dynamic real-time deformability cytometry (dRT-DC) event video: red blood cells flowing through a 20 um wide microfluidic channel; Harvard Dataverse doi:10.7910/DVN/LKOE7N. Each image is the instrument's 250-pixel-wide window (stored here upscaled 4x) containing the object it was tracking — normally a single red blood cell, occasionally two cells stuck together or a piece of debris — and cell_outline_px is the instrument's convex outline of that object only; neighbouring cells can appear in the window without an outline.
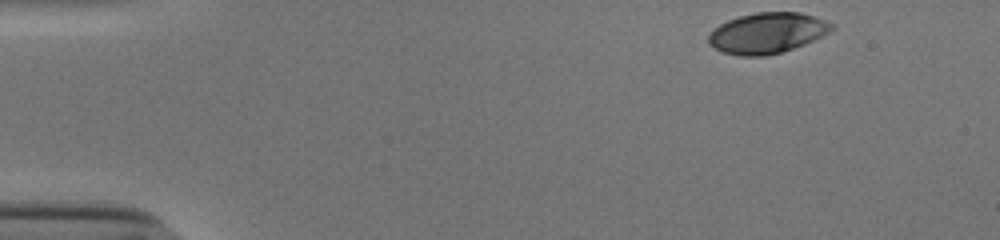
{"species": "human", "species_latin": "Homo sapiens", "temperature_condition": "cold", "stored_images_in_passage": 28, "camera_frame_rate_fps": 3000, "um_per_image_px": 0.085, "donor": {"sex": "male"}, "frame": {"image": 1, "passage_image": 1, "time_ms": 0.0, "image_size_px": [1000, 240], "cell_outline_px": [[832, 28], [828, 32], [804, 44], [780, 52], [764, 56], [740, 56], [724, 52], [708, 44], [708, 36], [720, 24], [728, 20], [740, 16], [756, 12], [800, 12], [824, 20], [832, 24]], "centroid_in_image_um": [65.18, 2.8], "position_along_channel_um": 19.8, "area_um2": 28.61}}
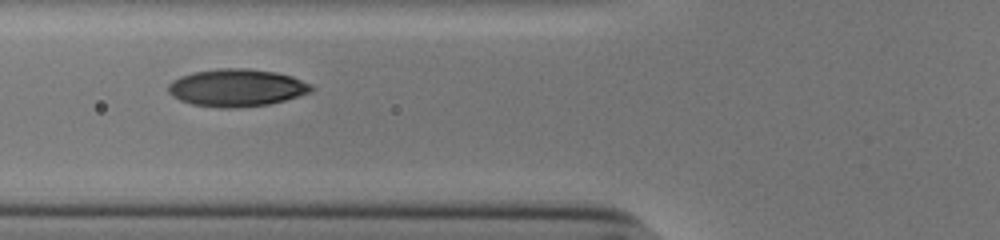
{"frame": {"image": 2, "passage_image": 16, "time_ms": 5.0, "image_size_px": [1000, 240], "cell_outline_px": [[316, 88], [312, 92], [284, 100], [268, 104], [236, 108], [220, 108], [192, 104], [180, 100], [172, 96], [168, 92], [168, 84], [172, 80], [180, 76], [192, 72], [216, 68], [248, 68], [276, 72], [292, 76], [312, 84]], "centroid_in_image_um": [20.12, 7.45], "position_along_channel_um": 105.7, "area_um2": 31.56}}
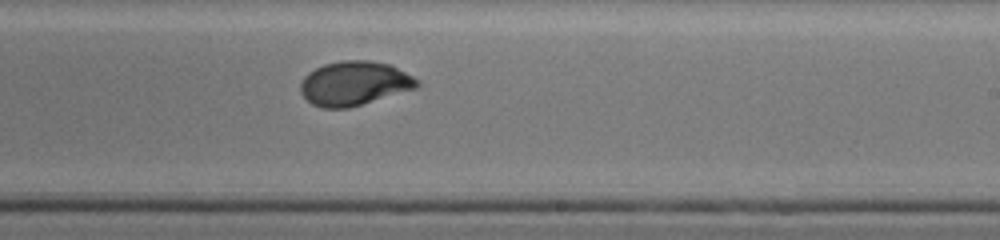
{"frame": {"image": 3, "passage_image": 28, "time_ms": 9.0, "image_size_px": [1000, 240], "cell_outline_px": [[420, 88], [348, 108], [320, 108], [312, 104], [300, 92], [300, 84], [304, 76], [308, 72], [324, 64], [340, 60], [372, 60], [392, 64], [420, 80]], "centroid_in_image_um": [30.17, 7.08], "position_along_channel_um": 258.8, "area_um2": 30.58}}